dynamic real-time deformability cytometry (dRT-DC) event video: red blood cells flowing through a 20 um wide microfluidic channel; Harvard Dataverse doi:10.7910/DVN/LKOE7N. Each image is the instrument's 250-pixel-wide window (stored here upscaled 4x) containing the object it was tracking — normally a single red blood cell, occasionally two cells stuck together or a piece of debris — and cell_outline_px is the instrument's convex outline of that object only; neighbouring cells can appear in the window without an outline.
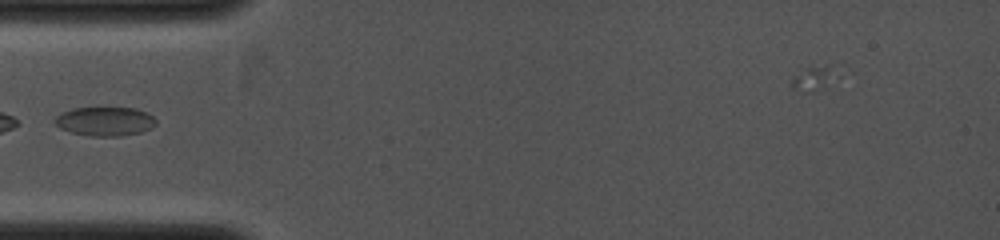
{"species": "common noctule bat (a hibernating species)", "species_latin": "Nyctalus noctula", "temperature_condition": "cold", "stored_images_in_passage": 6, "segment_of_instrument_passage": [2, 2], "camera_frame_rate_fps": 4000, "um_per_image_px": 0.085, "animal": {"sex": "female", "body_mass_g": 19.0, "forearm_length_mm": 53.3}, "frame": {"image": 1, "passage_image": 6, "time_ms": 3.5, "image_size_px": [1000, 240], "cell_outline_px": [[156, 124], [152, 128], [140, 132], [120, 136], [92, 136], [72, 132], [60, 128], [52, 120], [60, 112], [72, 108], [136, 108], [152, 116], [156, 120]], "centroid_in_image_um": [8.9, 10.31], "position_along_channel_um": 76.1, "area_um2": 17.05}}